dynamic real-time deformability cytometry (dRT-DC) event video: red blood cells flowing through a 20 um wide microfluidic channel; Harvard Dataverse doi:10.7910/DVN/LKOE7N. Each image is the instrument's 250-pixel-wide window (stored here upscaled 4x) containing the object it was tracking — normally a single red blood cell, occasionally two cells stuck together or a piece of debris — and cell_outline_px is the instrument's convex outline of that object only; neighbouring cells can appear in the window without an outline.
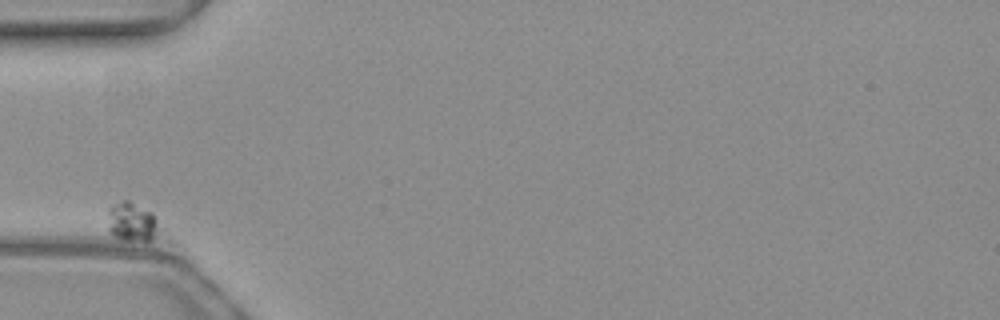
{"species": "common noctule bat (a hibernating species)", "species_latin": "Nyctalus noctula", "temperature_condition": "warm", "stored_images_in_passage": 36, "camera_frame_rate_fps": 3000, "um_per_image_px": 0.085, "animal": {"sex": "female", "body_mass_g": 19.3, "forearm_length_mm": 54.1}, "frame": {"image": 1, "passage_image": 1, "time_ms": 0.0, "image_size_px": [1000, 320], "cell_outline_px": [[176, 240], [172, 244], [168, 244], [120, 240], [108, 228], [108, 208], [112, 204], [120, 200], [128, 200], [152, 212], [168, 228]], "centroid_in_image_um": [11.66, 19.05], "position_along_channel_um": 73.3, "area_um2": 14.39}}
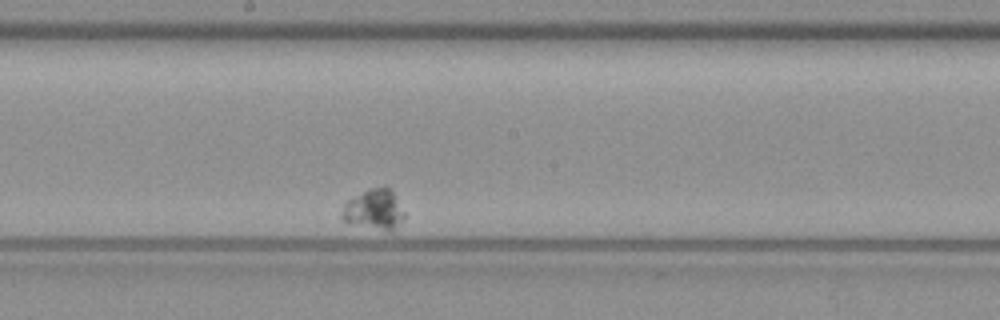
{"frame": {"image": 2, "passage_image": 19, "time_ms": 6.0, "image_size_px": [1000, 320], "cell_outline_px": [[404, 220], [392, 232], [384, 232], [348, 224], [340, 216], [344, 204], [352, 196], [372, 188], [384, 184], [392, 192], [404, 212]], "centroid_in_image_um": [31.78, 17.86], "position_along_channel_um": 216.4, "area_um2": 15.14}}
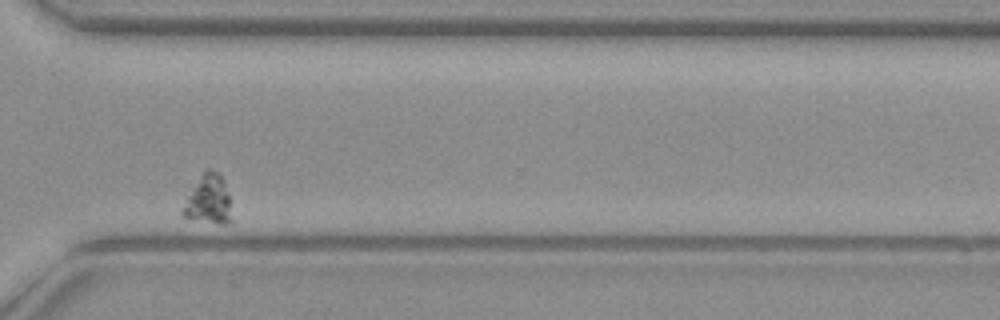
{"frame": {"image": 3, "passage_image": 33, "time_ms": 10.667, "image_size_px": [1000, 320], "cell_outline_px": [[232, 224], [216, 224], [184, 216], [180, 212], [180, 208], [192, 188], [204, 172], [208, 168], [220, 172], [224, 180], [228, 196], [232, 220]], "centroid_in_image_um": [17.73, 16.99], "position_along_channel_um": 352.9, "area_um2": 13.99}}